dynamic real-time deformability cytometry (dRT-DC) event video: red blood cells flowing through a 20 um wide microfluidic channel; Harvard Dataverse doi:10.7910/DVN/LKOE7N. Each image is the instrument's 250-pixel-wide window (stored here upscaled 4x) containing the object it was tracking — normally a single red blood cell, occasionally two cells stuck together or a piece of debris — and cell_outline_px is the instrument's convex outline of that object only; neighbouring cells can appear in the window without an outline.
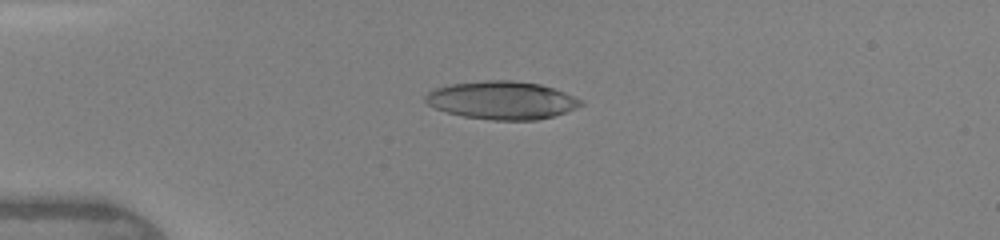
{"species": "human", "species_latin": "Homo sapiens", "temperature_condition": "warm", "stored_images_in_passage": 6, "camera_frame_rate_fps": 3000, "um_per_image_px": 0.085, "donor": {"sex": "female"}, "frame": {"image": 1, "passage_image": 3, "time_ms": 2.667, "image_size_px": [1000, 240], "cell_outline_px": [[584, 104], [576, 108], [552, 116], [536, 120], [492, 120], [464, 116], [448, 112], [436, 108], [428, 104], [424, 100], [424, 96], [428, 92], [436, 88], [448, 84], [484, 80], [512, 80], [540, 84], [564, 92], [584, 100]], "centroid_in_image_um": [42.66, 8.51], "position_along_channel_um": 42.3, "area_um2": 34.39}}
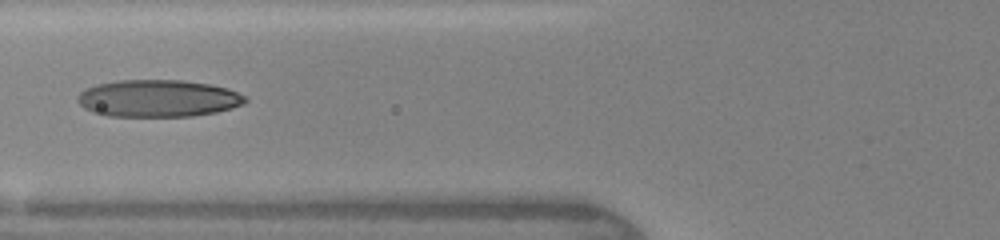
{"frame": {"image": 2, "passage_image": 5, "time_ms": 5.0, "image_size_px": [1000, 240], "cell_outline_px": [[248, 100], [244, 104], [232, 108], [216, 112], [192, 116], [108, 116], [92, 112], [84, 108], [76, 100], [80, 92], [96, 84], [116, 80], [184, 80], [208, 84], [228, 88], [248, 96]], "centroid_in_image_um": [13.46, 8.36], "position_along_channel_um": 112.3, "area_um2": 36.53}}